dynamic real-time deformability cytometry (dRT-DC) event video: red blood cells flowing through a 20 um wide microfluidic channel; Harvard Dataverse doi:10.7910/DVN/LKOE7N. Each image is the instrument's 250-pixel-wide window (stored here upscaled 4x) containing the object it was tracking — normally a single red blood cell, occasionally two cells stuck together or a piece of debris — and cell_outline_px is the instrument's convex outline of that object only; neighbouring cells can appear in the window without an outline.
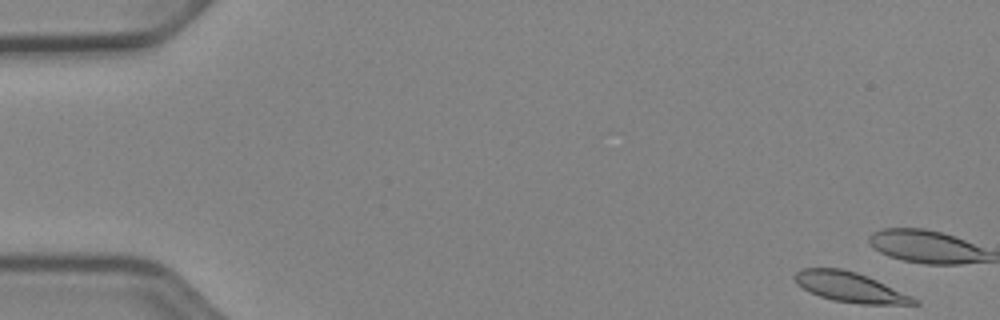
{"species": "Egyptian fruit bat (a non-hibernating species)", "species_latin": "Rousettus aegyptiacus", "temperature_condition": "cold", "stored_images_in_passage": 14, "camera_frame_rate_fps": 3000, "um_per_image_px": 0.085, "animal": {"sex": "female"}, "frame": {"image": 1, "passage_image": 1, "time_ms": 0.0, "image_size_px": [1000, 320], "cell_outline_px": [[920, 304], [860, 304], [832, 300], [820, 296], [796, 284], [792, 276], [800, 268], [840, 268], [856, 272], [868, 276], [912, 296], [920, 300]], "centroid_in_image_um": [72.25, 24.4], "position_along_channel_um": 12.7, "area_um2": 20.81}}